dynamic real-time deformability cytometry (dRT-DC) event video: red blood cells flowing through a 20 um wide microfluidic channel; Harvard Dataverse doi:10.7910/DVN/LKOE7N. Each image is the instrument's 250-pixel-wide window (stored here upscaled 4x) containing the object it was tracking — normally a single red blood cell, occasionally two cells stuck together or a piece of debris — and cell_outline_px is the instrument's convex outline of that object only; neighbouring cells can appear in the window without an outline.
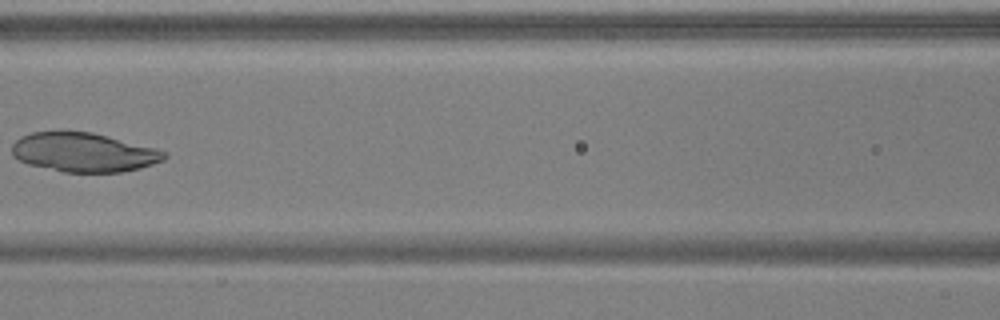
{"species": "common noctule bat (a hibernating species)", "species_latin": "Nyctalus noctula", "temperature_condition": "warm", "stored_images_in_passage": 7, "camera_frame_rate_fps": 3000, "um_per_image_px": 0.085, "animal": {"sex": "male", "body_mass_g": 17.9, "forearm_length_mm": 54.2}, "frame": {"image": 1, "passage_image": 6, "time_ms": 1.667, "image_size_px": [1000, 320], "cell_outline_px": [[168, 156], [164, 160], [140, 168], [120, 172], [64, 172], [28, 164], [12, 156], [12, 144], [20, 136], [32, 132], [92, 132], [156, 148], [168, 152]], "centroid_in_image_um": [7.13, 12.95], "position_along_channel_um": 159.5, "area_um2": 34.68}}
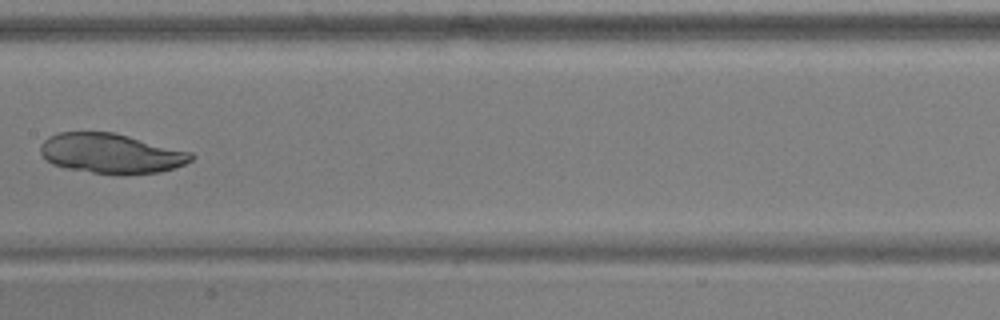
{"frame": {"image": 2, "passage_image": 7, "time_ms": 2.0, "image_size_px": [1000, 320], "cell_outline_px": [[196, 156], [192, 160], [184, 164], [160, 172], [120, 176], [64, 168], [52, 164], [44, 160], [40, 152], [40, 144], [48, 136], [60, 132], [112, 132], [192, 152]], "centroid_in_image_um": [9.41, 13.06], "position_along_channel_um": 198.0, "area_um2": 35.37}}